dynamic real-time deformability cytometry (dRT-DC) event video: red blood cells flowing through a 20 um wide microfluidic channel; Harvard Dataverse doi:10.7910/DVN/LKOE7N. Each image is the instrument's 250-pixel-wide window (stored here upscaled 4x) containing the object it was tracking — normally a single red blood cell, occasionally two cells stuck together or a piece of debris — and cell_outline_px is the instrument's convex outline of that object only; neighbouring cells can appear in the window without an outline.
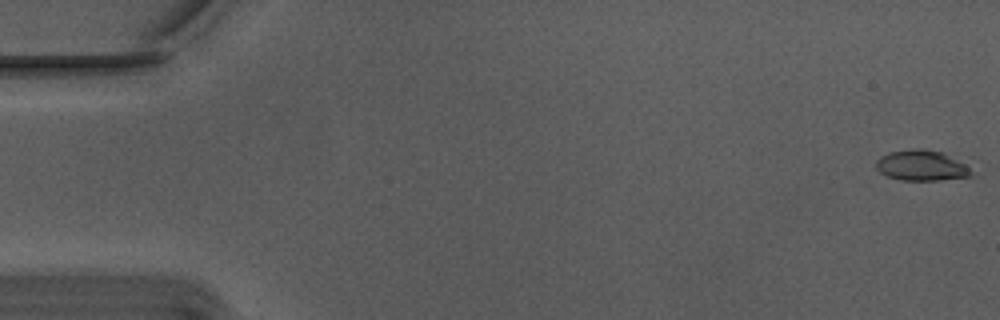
{"species": "Egyptian fruit bat (a non-hibernating species)", "species_latin": "Rousettus aegyptiacus", "temperature_condition": "warm", "stored_images_in_passage": 10, "camera_frame_rate_fps": 3000, "um_per_image_px": 0.085, "animal": {"sex": "male"}, "frame": {"image": 1, "passage_image": 1, "time_ms": 0.0, "image_size_px": [1000, 320], "cell_outline_px": [[972, 176], [940, 180], [900, 180], [888, 176], [880, 172], [876, 168], [876, 160], [880, 156], [888, 152], [916, 148], [920, 148], [944, 152], [964, 164], [972, 172]], "centroid_in_image_um": [78.3, 14.06], "position_along_channel_um": 6.7, "area_um2": 16.94}}